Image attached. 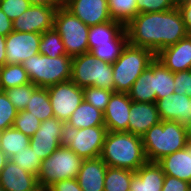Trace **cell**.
Returning <instances> with one entry per match:
<instances>
[{"label":"cell","mask_w":191,"mask_h":191,"mask_svg":"<svg viewBox=\"0 0 191 191\" xmlns=\"http://www.w3.org/2000/svg\"><path fill=\"white\" fill-rule=\"evenodd\" d=\"M33 191H53L51 187L38 185Z\"/></svg>","instance_id":"51"},{"label":"cell","mask_w":191,"mask_h":191,"mask_svg":"<svg viewBox=\"0 0 191 191\" xmlns=\"http://www.w3.org/2000/svg\"><path fill=\"white\" fill-rule=\"evenodd\" d=\"M17 113L6 92L0 90V132L13 127Z\"/></svg>","instance_id":"37"},{"label":"cell","mask_w":191,"mask_h":191,"mask_svg":"<svg viewBox=\"0 0 191 191\" xmlns=\"http://www.w3.org/2000/svg\"><path fill=\"white\" fill-rule=\"evenodd\" d=\"M108 165L100 158L83 159L77 175L82 191H104V180Z\"/></svg>","instance_id":"21"},{"label":"cell","mask_w":191,"mask_h":191,"mask_svg":"<svg viewBox=\"0 0 191 191\" xmlns=\"http://www.w3.org/2000/svg\"><path fill=\"white\" fill-rule=\"evenodd\" d=\"M9 158L6 156V154L0 149V173L2 169L5 167L7 161Z\"/></svg>","instance_id":"48"},{"label":"cell","mask_w":191,"mask_h":191,"mask_svg":"<svg viewBox=\"0 0 191 191\" xmlns=\"http://www.w3.org/2000/svg\"><path fill=\"white\" fill-rule=\"evenodd\" d=\"M83 92L84 100L102 112L105 111L111 95L114 93L111 90L94 86L83 88Z\"/></svg>","instance_id":"35"},{"label":"cell","mask_w":191,"mask_h":191,"mask_svg":"<svg viewBox=\"0 0 191 191\" xmlns=\"http://www.w3.org/2000/svg\"><path fill=\"white\" fill-rule=\"evenodd\" d=\"M178 0H137L138 14L167 11L177 7Z\"/></svg>","instance_id":"40"},{"label":"cell","mask_w":191,"mask_h":191,"mask_svg":"<svg viewBox=\"0 0 191 191\" xmlns=\"http://www.w3.org/2000/svg\"><path fill=\"white\" fill-rule=\"evenodd\" d=\"M100 158L110 167L137 171L148 162L142 137L107 131Z\"/></svg>","instance_id":"2"},{"label":"cell","mask_w":191,"mask_h":191,"mask_svg":"<svg viewBox=\"0 0 191 191\" xmlns=\"http://www.w3.org/2000/svg\"><path fill=\"white\" fill-rule=\"evenodd\" d=\"M41 120L26 110L19 111L14 120L13 127L28 137H32L41 125Z\"/></svg>","instance_id":"36"},{"label":"cell","mask_w":191,"mask_h":191,"mask_svg":"<svg viewBox=\"0 0 191 191\" xmlns=\"http://www.w3.org/2000/svg\"><path fill=\"white\" fill-rule=\"evenodd\" d=\"M165 175H170L191 184V142L184 149L163 157L157 162Z\"/></svg>","instance_id":"23"},{"label":"cell","mask_w":191,"mask_h":191,"mask_svg":"<svg viewBox=\"0 0 191 191\" xmlns=\"http://www.w3.org/2000/svg\"><path fill=\"white\" fill-rule=\"evenodd\" d=\"M41 121L54 117L47 88L38 87L30 97L25 109Z\"/></svg>","instance_id":"26"},{"label":"cell","mask_w":191,"mask_h":191,"mask_svg":"<svg viewBox=\"0 0 191 191\" xmlns=\"http://www.w3.org/2000/svg\"><path fill=\"white\" fill-rule=\"evenodd\" d=\"M132 100L128 93L114 92L106 106L104 124L107 131L128 132Z\"/></svg>","instance_id":"14"},{"label":"cell","mask_w":191,"mask_h":191,"mask_svg":"<svg viewBox=\"0 0 191 191\" xmlns=\"http://www.w3.org/2000/svg\"><path fill=\"white\" fill-rule=\"evenodd\" d=\"M71 81L80 88L94 86L114 92L112 64L97 59L91 52L72 58Z\"/></svg>","instance_id":"6"},{"label":"cell","mask_w":191,"mask_h":191,"mask_svg":"<svg viewBox=\"0 0 191 191\" xmlns=\"http://www.w3.org/2000/svg\"><path fill=\"white\" fill-rule=\"evenodd\" d=\"M161 120L177 121L186 125L191 121V98L185 94L167 95L156 100Z\"/></svg>","instance_id":"15"},{"label":"cell","mask_w":191,"mask_h":191,"mask_svg":"<svg viewBox=\"0 0 191 191\" xmlns=\"http://www.w3.org/2000/svg\"><path fill=\"white\" fill-rule=\"evenodd\" d=\"M107 133L105 126L66 130L65 145L82 159H94L101 155Z\"/></svg>","instance_id":"9"},{"label":"cell","mask_w":191,"mask_h":191,"mask_svg":"<svg viewBox=\"0 0 191 191\" xmlns=\"http://www.w3.org/2000/svg\"><path fill=\"white\" fill-rule=\"evenodd\" d=\"M13 31V22L0 8V35L7 36Z\"/></svg>","instance_id":"45"},{"label":"cell","mask_w":191,"mask_h":191,"mask_svg":"<svg viewBox=\"0 0 191 191\" xmlns=\"http://www.w3.org/2000/svg\"><path fill=\"white\" fill-rule=\"evenodd\" d=\"M191 184L170 175H165L162 191H189Z\"/></svg>","instance_id":"42"},{"label":"cell","mask_w":191,"mask_h":191,"mask_svg":"<svg viewBox=\"0 0 191 191\" xmlns=\"http://www.w3.org/2000/svg\"><path fill=\"white\" fill-rule=\"evenodd\" d=\"M31 5L55 6V0H29Z\"/></svg>","instance_id":"47"},{"label":"cell","mask_w":191,"mask_h":191,"mask_svg":"<svg viewBox=\"0 0 191 191\" xmlns=\"http://www.w3.org/2000/svg\"><path fill=\"white\" fill-rule=\"evenodd\" d=\"M165 173L157 162H147L133 175L129 191H162Z\"/></svg>","instance_id":"22"},{"label":"cell","mask_w":191,"mask_h":191,"mask_svg":"<svg viewBox=\"0 0 191 191\" xmlns=\"http://www.w3.org/2000/svg\"><path fill=\"white\" fill-rule=\"evenodd\" d=\"M38 87L31 82L22 86H16L11 89L5 90L9 100L13 103L15 109L23 111L27 107L31 95Z\"/></svg>","instance_id":"34"},{"label":"cell","mask_w":191,"mask_h":191,"mask_svg":"<svg viewBox=\"0 0 191 191\" xmlns=\"http://www.w3.org/2000/svg\"><path fill=\"white\" fill-rule=\"evenodd\" d=\"M65 8L89 27L112 20L107 0H73Z\"/></svg>","instance_id":"16"},{"label":"cell","mask_w":191,"mask_h":191,"mask_svg":"<svg viewBox=\"0 0 191 191\" xmlns=\"http://www.w3.org/2000/svg\"><path fill=\"white\" fill-rule=\"evenodd\" d=\"M30 6L29 0H0L1 10L12 22L21 16Z\"/></svg>","instance_id":"39"},{"label":"cell","mask_w":191,"mask_h":191,"mask_svg":"<svg viewBox=\"0 0 191 191\" xmlns=\"http://www.w3.org/2000/svg\"><path fill=\"white\" fill-rule=\"evenodd\" d=\"M50 187L53 191H82L76 178L57 181Z\"/></svg>","instance_id":"44"},{"label":"cell","mask_w":191,"mask_h":191,"mask_svg":"<svg viewBox=\"0 0 191 191\" xmlns=\"http://www.w3.org/2000/svg\"><path fill=\"white\" fill-rule=\"evenodd\" d=\"M0 185L4 191H33L39 184L37 176L8 160L0 173Z\"/></svg>","instance_id":"20"},{"label":"cell","mask_w":191,"mask_h":191,"mask_svg":"<svg viewBox=\"0 0 191 191\" xmlns=\"http://www.w3.org/2000/svg\"><path fill=\"white\" fill-rule=\"evenodd\" d=\"M154 59L155 54L151 50L128 43L112 64L114 92L128 93L135 80Z\"/></svg>","instance_id":"5"},{"label":"cell","mask_w":191,"mask_h":191,"mask_svg":"<svg viewBox=\"0 0 191 191\" xmlns=\"http://www.w3.org/2000/svg\"><path fill=\"white\" fill-rule=\"evenodd\" d=\"M54 117L67 122L84 100L83 88L71 80L47 87Z\"/></svg>","instance_id":"10"},{"label":"cell","mask_w":191,"mask_h":191,"mask_svg":"<svg viewBox=\"0 0 191 191\" xmlns=\"http://www.w3.org/2000/svg\"><path fill=\"white\" fill-rule=\"evenodd\" d=\"M57 7L31 5L21 16L13 21V31L23 33H44L54 28Z\"/></svg>","instance_id":"12"},{"label":"cell","mask_w":191,"mask_h":191,"mask_svg":"<svg viewBox=\"0 0 191 191\" xmlns=\"http://www.w3.org/2000/svg\"><path fill=\"white\" fill-rule=\"evenodd\" d=\"M41 33H23L12 31L6 36V63L21 64L39 53Z\"/></svg>","instance_id":"13"},{"label":"cell","mask_w":191,"mask_h":191,"mask_svg":"<svg viewBox=\"0 0 191 191\" xmlns=\"http://www.w3.org/2000/svg\"><path fill=\"white\" fill-rule=\"evenodd\" d=\"M187 142L186 126L177 121L161 120L142 136L148 162H158L163 157L184 149Z\"/></svg>","instance_id":"3"},{"label":"cell","mask_w":191,"mask_h":191,"mask_svg":"<svg viewBox=\"0 0 191 191\" xmlns=\"http://www.w3.org/2000/svg\"><path fill=\"white\" fill-rule=\"evenodd\" d=\"M154 76L156 100L174 93V73L167 69L156 58L154 59Z\"/></svg>","instance_id":"31"},{"label":"cell","mask_w":191,"mask_h":191,"mask_svg":"<svg viewBox=\"0 0 191 191\" xmlns=\"http://www.w3.org/2000/svg\"><path fill=\"white\" fill-rule=\"evenodd\" d=\"M128 43L126 26L120 22L111 20L89 27L88 52L96 45Z\"/></svg>","instance_id":"19"},{"label":"cell","mask_w":191,"mask_h":191,"mask_svg":"<svg viewBox=\"0 0 191 191\" xmlns=\"http://www.w3.org/2000/svg\"><path fill=\"white\" fill-rule=\"evenodd\" d=\"M177 8L182 15L188 34L191 35V0H178Z\"/></svg>","instance_id":"43"},{"label":"cell","mask_w":191,"mask_h":191,"mask_svg":"<svg viewBox=\"0 0 191 191\" xmlns=\"http://www.w3.org/2000/svg\"><path fill=\"white\" fill-rule=\"evenodd\" d=\"M107 3L111 19L124 26L138 15L137 0H107Z\"/></svg>","instance_id":"29"},{"label":"cell","mask_w":191,"mask_h":191,"mask_svg":"<svg viewBox=\"0 0 191 191\" xmlns=\"http://www.w3.org/2000/svg\"><path fill=\"white\" fill-rule=\"evenodd\" d=\"M127 44L96 45L91 52L97 59L113 64L120 56Z\"/></svg>","instance_id":"38"},{"label":"cell","mask_w":191,"mask_h":191,"mask_svg":"<svg viewBox=\"0 0 191 191\" xmlns=\"http://www.w3.org/2000/svg\"><path fill=\"white\" fill-rule=\"evenodd\" d=\"M83 159L62 144L48 158L42 160L38 176L40 186H52L55 182L77 178Z\"/></svg>","instance_id":"7"},{"label":"cell","mask_w":191,"mask_h":191,"mask_svg":"<svg viewBox=\"0 0 191 191\" xmlns=\"http://www.w3.org/2000/svg\"><path fill=\"white\" fill-rule=\"evenodd\" d=\"M30 83L28 74L21 64H5L0 69V90Z\"/></svg>","instance_id":"28"},{"label":"cell","mask_w":191,"mask_h":191,"mask_svg":"<svg viewBox=\"0 0 191 191\" xmlns=\"http://www.w3.org/2000/svg\"><path fill=\"white\" fill-rule=\"evenodd\" d=\"M128 94L132 101L156 103L154 60L135 80Z\"/></svg>","instance_id":"25"},{"label":"cell","mask_w":191,"mask_h":191,"mask_svg":"<svg viewBox=\"0 0 191 191\" xmlns=\"http://www.w3.org/2000/svg\"><path fill=\"white\" fill-rule=\"evenodd\" d=\"M54 29L61 36L68 56L73 58L88 52L89 26L66 8H57Z\"/></svg>","instance_id":"8"},{"label":"cell","mask_w":191,"mask_h":191,"mask_svg":"<svg viewBox=\"0 0 191 191\" xmlns=\"http://www.w3.org/2000/svg\"><path fill=\"white\" fill-rule=\"evenodd\" d=\"M39 53L51 58L67 55L62 38L54 28L42 33L39 43Z\"/></svg>","instance_id":"32"},{"label":"cell","mask_w":191,"mask_h":191,"mask_svg":"<svg viewBox=\"0 0 191 191\" xmlns=\"http://www.w3.org/2000/svg\"><path fill=\"white\" fill-rule=\"evenodd\" d=\"M9 160L17 164L25 171L37 177L39 176L42 160L39 158L38 155H36L30 145L23 149L21 152L15 153L9 158Z\"/></svg>","instance_id":"33"},{"label":"cell","mask_w":191,"mask_h":191,"mask_svg":"<svg viewBox=\"0 0 191 191\" xmlns=\"http://www.w3.org/2000/svg\"><path fill=\"white\" fill-rule=\"evenodd\" d=\"M155 58L173 73L191 69V35L159 51Z\"/></svg>","instance_id":"18"},{"label":"cell","mask_w":191,"mask_h":191,"mask_svg":"<svg viewBox=\"0 0 191 191\" xmlns=\"http://www.w3.org/2000/svg\"><path fill=\"white\" fill-rule=\"evenodd\" d=\"M126 30L130 45L147 48L155 55L189 35L177 7L139 13L126 25Z\"/></svg>","instance_id":"1"},{"label":"cell","mask_w":191,"mask_h":191,"mask_svg":"<svg viewBox=\"0 0 191 191\" xmlns=\"http://www.w3.org/2000/svg\"><path fill=\"white\" fill-rule=\"evenodd\" d=\"M161 122L156 103L131 102L128 132L142 137L152 126Z\"/></svg>","instance_id":"17"},{"label":"cell","mask_w":191,"mask_h":191,"mask_svg":"<svg viewBox=\"0 0 191 191\" xmlns=\"http://www.w3.org/2000/svg\"><path fill=\"white\" fill-rule=\"evenodd\" d=\"M65 136V122L53 117L41 122L39 129L30 137L29 145L44 160L65 143Z\"/></svg>","instance_id":"11"},{"label":"cell","mask_w":191,"mask_h":191,"mask_svg":"<svg viewBox=\"0 0 191 191\" xmlns=\"http://www.w3.org/2000/svg\"><path fill=\"white\" fill-rule=\"evenodd\" d=\"M30 82L37 87L49 86L71 80L72 57L61 55L56 58L38 53L21 63Z\"/></svg>","instance_id":"4"},{"label":"cell","mask_w":191,"mask_h":191,"mask_svg":"<svg viewBox=\"0 0 191 191\" xmlns=\"http://www.w3.org/2000/svg\"><path fill=\"white\" fill-rule=\"evenodd\" d=\"M5 46H6V37L3 35H0V67L6 64Z\"/></svg>","instance_id":"46"},{"label":"cell","mask_w":191,"mask_h":191,"mask_svg":"<svg viewBox=\"0 0 191 191\" xmlns=\"http://www.w3.org/2000/svg\"><path fill=\"white\" fill-rule=\"evenodd\" d=\"M185 126H186V132H187V140L188 142H191V121L187 123Z\"/></svg>","instance_id":"50"},{"label":"cell","mask_w":191,"mask_h":191,"mask_svg":"<svg viewBox=\"0 0 191 191\" xmlns=\"http://www.w3.org/2000/svg\"><path fill=\"white\" fill-rule=\"evenodd\" d=\"M134 171L108 166L104 180V191H129Z\"/></svg>","instance_id":"30"},{"label":"cell","mask_w":191,"mask_h":191,"mask_svg":"<svg viewBox=\"0 0 191 191\" xmlns=\"http://www.w3.org/2000/svg\"><path fill=\"white\" fill-rule=\"evenodd\" d=\"M30 144V137L26 136L14 127L0 132V149L8 158L17 152H21Z\"/></svg>","instance_id":"27"},{"label":"cell","mask_w":191,"mask_h":191,"mask_svg":"<svg viewBox=\"0 0 191 191\" xmlns=\"http://www.w3.org/2000/svg\"><path fill=\"white\" fill-rule=\"evenodd\" d=\"M174 93L191 98V69L174 73Z\"/></svg>","instance_id":"41"},{"label":"cell","mask_w":191,"mask_h":191,"mask_svg":"<svg viewBox=\"0 0 191 191\" xmlns=\"http://www.w3.org/2000/svg\"><path fill=\"white\" fill-rule=\"evenodd\" d=\"M0 191H4V189L2 188V186L0 185Z\"/></svg>","instance_id":"52"},{"label":"cell","mask_w":191,"mask_h":191,"mask_svg":"<svg viewBox=\"0 0 191 191\" xmlns=\"http://www.w3.org/2000/svg\"><path fill=\"white\" fill-rule=\"evenodd\" d=\"M65 124L66 130L105 126L104 113L83 100Z\"/></svg>","instance_id":"24"},{"label":"cell","mask_w":191,"mask_h":191,"mask_svg":"<svg viewBox=\"0 0 191 191\" xmlns=\"http://www.w3.org/2000/svg\"><path fill=\"white\" fill-rule=\"evenodd\" d=\"M72 1L73 0H55V7H57V8H65Z\"/></svg>","instance_id":"49"}]
</instances>
